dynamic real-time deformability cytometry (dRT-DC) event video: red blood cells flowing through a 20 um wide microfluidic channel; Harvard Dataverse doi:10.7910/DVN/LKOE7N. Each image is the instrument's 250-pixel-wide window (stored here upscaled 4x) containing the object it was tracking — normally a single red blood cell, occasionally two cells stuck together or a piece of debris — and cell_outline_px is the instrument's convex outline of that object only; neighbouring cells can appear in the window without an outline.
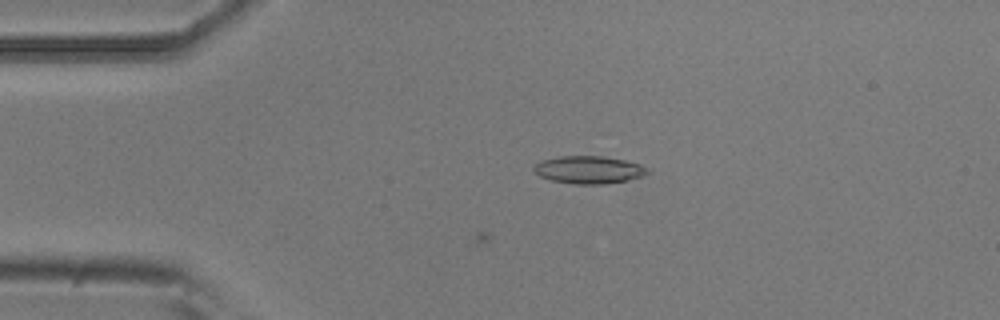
{"species": "common noctule bat (a hibernating species)", "species_latin": "Nyctalus noctula", "temperature_condition": "room temperature", "stored_images_in_passage": 5, "camera_frame_rate_fps": 3000, "um_per_image_px": 0.085, "animal": {"sex": "male", "body_mass_g": 20.5, "forearm_length_mm": 52.5}, "frame": {"image": 1, "passage_image": 4, "time_ms": 3.333, "image_size_px": [1000, 320], "cell_outline_px": [[648, 172], [644, 176], [628, 180], [604, 184], [572, 184], [552, 180], [540, 176], [532, 168], [540, 160], [560, 156], [604, 156], [624, 160], [640, 164], [648, 168]], "centroid_in_image_um": [50.06, 14.43], "position_along_channel_um": 34.9, "area_um2": 18.32}}